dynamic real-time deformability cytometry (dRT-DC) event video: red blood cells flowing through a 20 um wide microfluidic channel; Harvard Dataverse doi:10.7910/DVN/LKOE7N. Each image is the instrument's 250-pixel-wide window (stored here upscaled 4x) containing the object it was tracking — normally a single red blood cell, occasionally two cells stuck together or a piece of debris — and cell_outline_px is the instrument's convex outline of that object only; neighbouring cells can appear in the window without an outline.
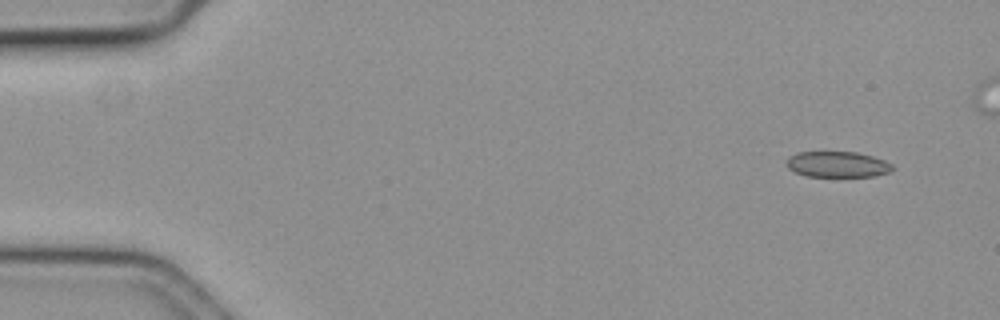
{"species": "common noctule bat (a hibernating species)", "species_latin": "Nyctalus noctula", "temperature_condition": "cold", "stored_images_in_passage": 51, "camera_frame_rate_fps": 3000, "um_per_image_px": 0.085, "animal": {"sex": "female", "body_mass_g": 19.3, "forearm_length_mm": 54.1}, "frame": {"image": 1, "passage_image": 1, "time_ms": 0.0, "image_size_px": [1000, 320], "cell_outline_px": [[892, 168], [888, 172], [872, 176], [804, 176], [788, 168], [788, 156], [796, 152], [856, 152], [872, 156], [884, 160], [892, 164]], "centroid_in_image_um": [71.15, 13.96], "position_along_channel_um": 13.8, "area_um2": 15.72}}
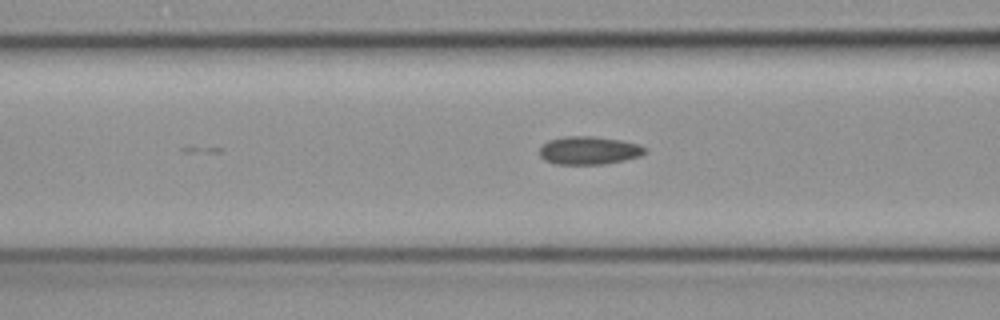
{"frame": {"image": 2, "passage_image": 20, "time_ms": 6.333, "image_size_px": [1000, 320], "cell_outline_px": [[648, 152], [640, 156], [624, 160], [604, 164], [556, 164], [544, 160], [540, 156], [540, 148], [548, 140], [564, 136], [592, 136], [620, 140], [640, 144], [648, 148]], "centroid_in_image_um": [50.09, 12.78], "position_along_channel_um": 116.5, "area_um2": 17.4}}
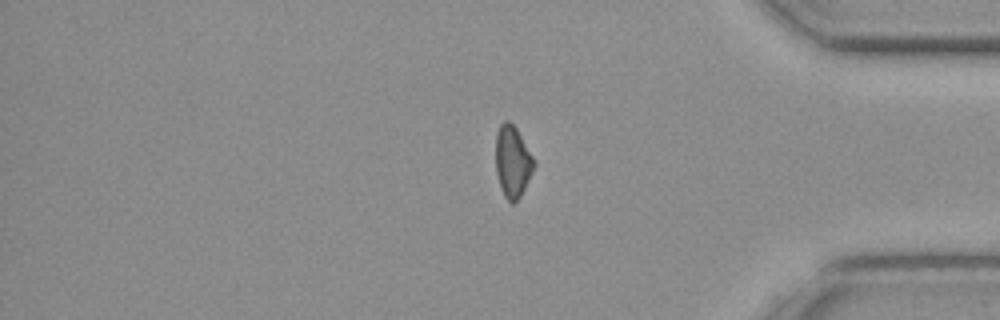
{"frame": {"image": 3, "passage_image": 45, "time_ms": 14.667, "image_size_px": [1000, 320], "cell_outline_px": [[536, 164], [520, 196], [512, 204], [504, 196], [496, 172], [496, 132], [500, 124], [504, 120], [508, 120], [516, 128], [536, 160]], "centroid_in_image_um": [43.57, 13.69], "position_along_channel_um": 391.6, "area_um2": 15.9}}